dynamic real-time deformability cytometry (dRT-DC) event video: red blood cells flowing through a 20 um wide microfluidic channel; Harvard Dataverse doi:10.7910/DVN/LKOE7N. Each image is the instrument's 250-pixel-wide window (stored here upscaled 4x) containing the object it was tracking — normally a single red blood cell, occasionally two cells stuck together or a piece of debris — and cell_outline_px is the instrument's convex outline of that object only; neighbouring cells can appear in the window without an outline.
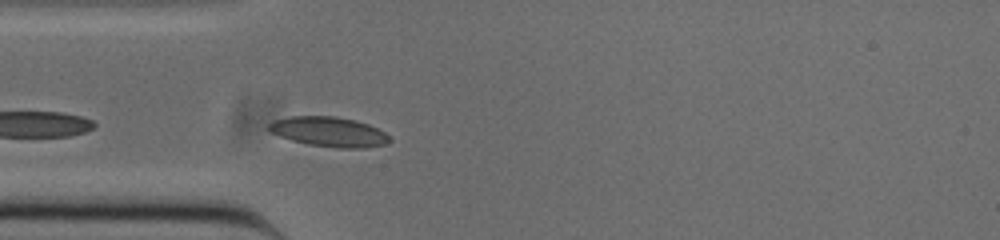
{"species": "common noctule bat (a hibernating species)", "species_latin": "Nyctalus noctula", "temperature_condition": "cold", "stored_images_in_passage": 35, "camera_frame_rate_fps": 3000, "um_per_image_px": 0.085, "animal": {"sex": "male", "body_mass_g": 20.0, "forearm_length_mm": 53.3}, "frame": {"image": 1, "passage_image": 2, "time_ms": 0.333, "image_size_px": [1000, 240], "cell_outline_px": [[392, 140], [388, 144], [364, 148], [340, 148], [308, 144], [292, 140], [280, 136], [272, 132], [268, 128], [268, 124], [272, 120], [288, 116], [336, 116], [356, 120], [368, 124], [384, 132]], "centroid_in_image_um": [27.97, 11.19], "position_along_channel_um": 57.0, "area_um2": 21.04}}
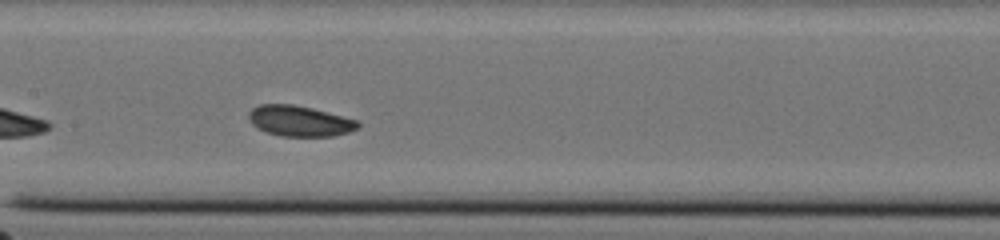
{"frame": {"image": 2, "passage_image": 12, "time_ms": 3.667, "image_size_px": [1000, 240], "cell_outline_px": [[360, 128], [348, 132], [332, 136], [280, 136], [256, 128], [252, 124], [248, 116], [248, 112], [252, 108], [260, 104], [292, 104], [312, 108], [360, 120]], "centroid_in_image_um": [25.49, 10.28], "position_along_channel_um": 181.9, "area_um2": 19.65}}
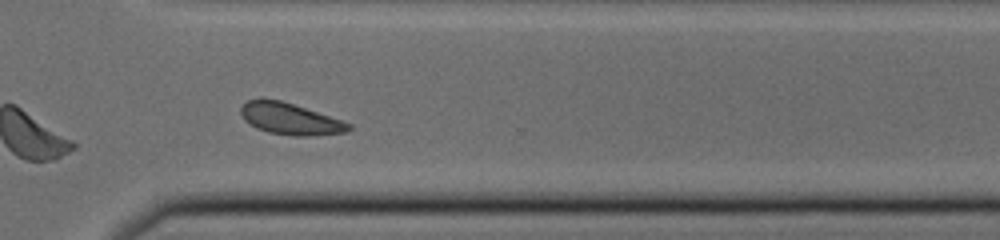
{"frame": {"image": 3, "passage_image": 25, "time_ms": 8.0, "image_size_px": [1000, 240], "cell_outline_px": [[352, 128], [348, 132], [312, 136], [296, 136], [268, 132], [256, 128], [244, 120], [240, 112], [240, 108], [248, 100], [280, 100], [352, 124]], "centroid_in_image_um": [24.67, 10.13], "position_along_channel_um": 345.9, "area_um2": 19.42}, "authors_computed_cell_mechanics": {"area_um2": 19.4208, "velocity_mm_per_s": 3.7795, "shape_relaxation_time_tau1_ms": 3.7258, "shape_relaxation_time_tau2_ms": 3.2528, "deformation_change_tau1": 0.0932, "deformation_change_tau2": 0.0681}}